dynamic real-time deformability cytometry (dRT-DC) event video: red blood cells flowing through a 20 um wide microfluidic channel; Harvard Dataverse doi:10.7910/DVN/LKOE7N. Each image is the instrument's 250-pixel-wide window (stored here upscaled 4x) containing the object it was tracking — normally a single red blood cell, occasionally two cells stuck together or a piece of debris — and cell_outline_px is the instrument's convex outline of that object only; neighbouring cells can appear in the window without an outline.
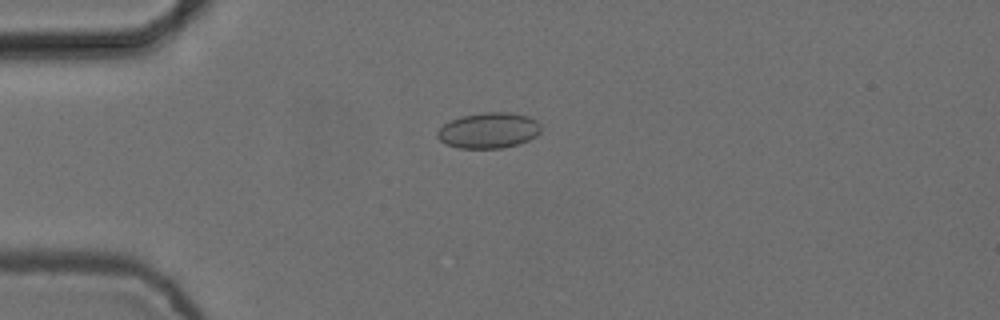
{"species": "common noctule bat (a hibernating species)", "species_latin": "Nyctalus noctula", "temperature_condition": "cold", "stored_images_in_passage": 8, "camera_frame_rate_fps": 3000, "um_per_image_px": 0.085, "animal": {"sex": "female", "body_mass_g": 24.6, "forearm_length_mm": 56.2}, "frame": {"image": 1, "passage_image": 4, "time_ms": 1.0, "image_size_px": [1000, 320], "cell_outline_px": [[540, 132], [536, 136], [528, 140], [504, 148], [460, 148], [444, 144], [436, 136], [436, 132], [444, 124], [452, 120], [464, 116], [484, 112], [508, 112], [528, 116], [536, 120], [540, 124]], "centroid_in_image_um": [41.53, 11.09], "position_along_channel_um": 43.5, "area_um2": 21.44}}
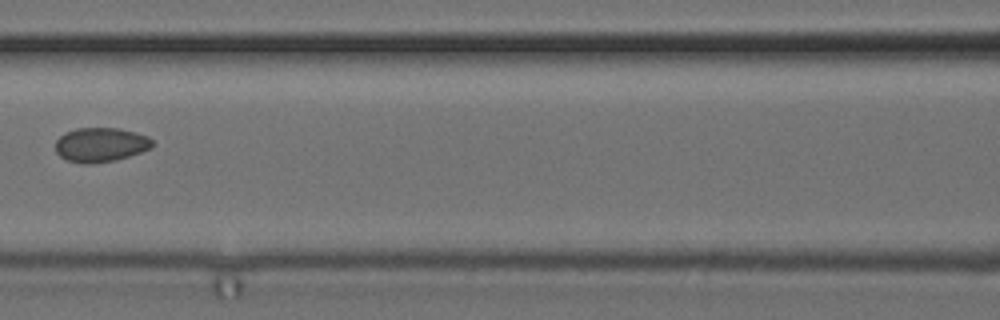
{"frame": {"image": 2, "passage_image": 7, "time_ms": 2.0, "image_size_px": [1000, 320], "cell_outline_px": [[152, 148], [116, 160], [88, 164], [84, 164], [68, 160], [60, 156], [56, 152], [56, 140], [64, 132], [76, 128], [120, 128], [136, 132], [148, 136], [152, 140]], "centroid_in_image_um": [8.55, 12.29], "position_along_channel_um": 158.1, "area_um2": 19.42}}
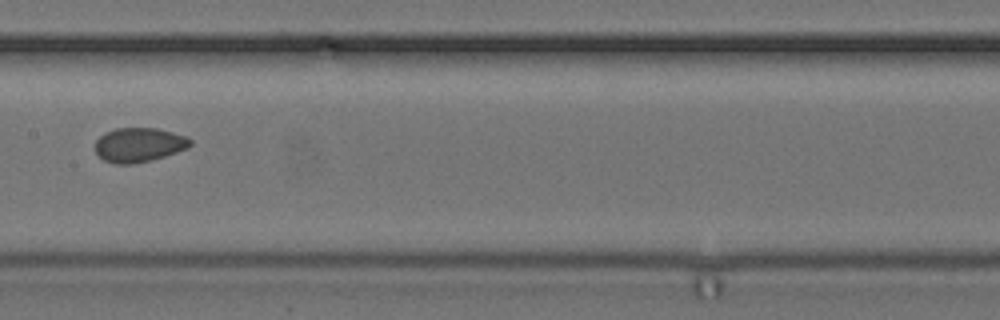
{"frame": {"image": 3, "passage_image": 8, "time_ms": 2.333, "image_size_px": [1000, 320], "cell_outline_px": [[192, 144], [188, 148], [152, 160], [132, 164], [116, 164], [104, 160], [96, 152], [96, 140], [104, 132], [116, 128], [156, 128], [172, 132], [184, 136], [192, 140]], "centroid_in_image_um": [11.81, 12.31], "position_along_channel_um": 195.6, "area_um2": 18.96}}